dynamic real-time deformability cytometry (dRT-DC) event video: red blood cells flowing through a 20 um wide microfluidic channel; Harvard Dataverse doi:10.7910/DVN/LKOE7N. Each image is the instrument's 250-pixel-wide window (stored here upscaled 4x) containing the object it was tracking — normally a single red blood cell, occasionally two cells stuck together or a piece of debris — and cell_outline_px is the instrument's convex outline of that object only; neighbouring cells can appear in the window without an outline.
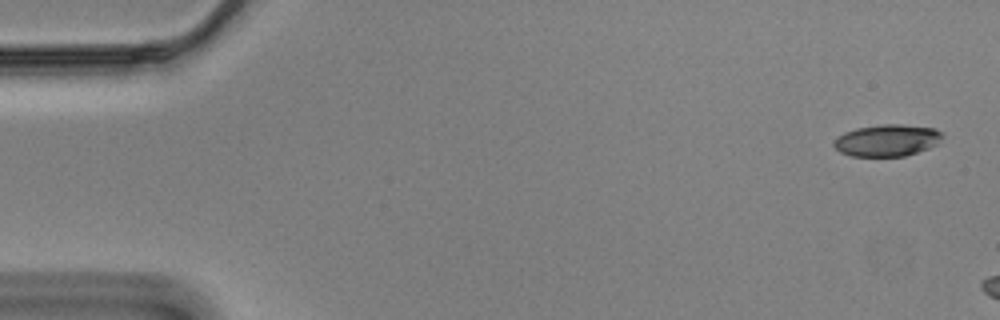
{"species": "Egyptian fruit bat (a non-hibernating species)", "species_latin": "Rousettus aegyptiacus", "temperature_condition": "cold", "stored_images_in_passage": 8, "camera_frame_rate_fps": 3000, "um_per_image_px": 0.085, "animal": {"sex": "male"}, "frame": {"image": 1, "passage_image": 1, "time_ms": 0.0, "image_size_px": [1000, 320], "cell_outline_px": [[944, 136], [936, 144], [928, 148], [904, 156], [852, 156], [840, 152], [832, 144], [832, 140], [836, 136], [844, 132], [856, 128], [884, 124], [900, 124], [932, 128], [944, 132]], "centroid_in_image_um": [75.37, 11.92], "position_along_channel_um": 9.6, "area_um2": 20.17}}